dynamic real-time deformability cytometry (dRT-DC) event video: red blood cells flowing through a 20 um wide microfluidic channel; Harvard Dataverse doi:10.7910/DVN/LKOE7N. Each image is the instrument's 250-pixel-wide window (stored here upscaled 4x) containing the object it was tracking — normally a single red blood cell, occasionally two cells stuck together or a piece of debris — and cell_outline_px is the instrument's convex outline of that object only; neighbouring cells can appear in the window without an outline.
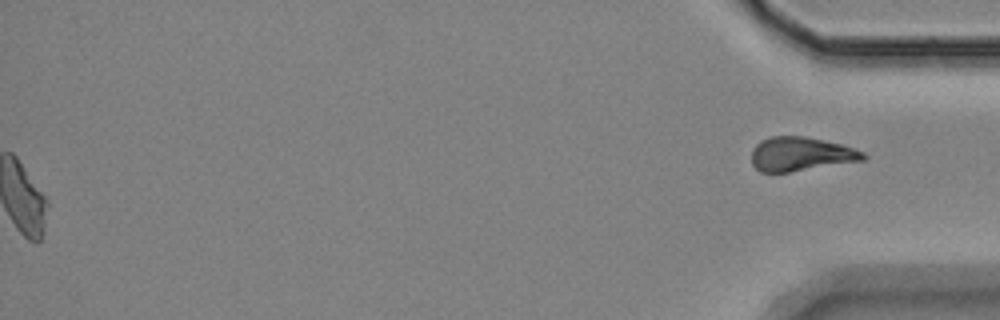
{"species": "Egyptian fruit bat (a non-hibernating species)", "species_latin": "Rousettus aegyptiacus", "temperature_condition": "room temperature", "stored_images_in_passage": 46, "segment_of_instrument_passage": [2, 2], "camera_frame_rate_fps": 3000, "um_per_image_px": 0.085, "animal": {"sex": "female"}, "frame": {"image": 1, "passage_image": 46, "time_ms": 15.0, "image_size_px": [1000, 320], "cell_outline_px": [[868, 156], [864, 160], [788, 172], [760, 172], [752, 164], [752, 148], [760, 140], [772, 136], [804, 136], [824, 140], [840, 144], [864, 152]], "centroid_in_image_um": [68.05, 13.09], "position_along_channel_um": 367.2, "area_um2": 22.02}}